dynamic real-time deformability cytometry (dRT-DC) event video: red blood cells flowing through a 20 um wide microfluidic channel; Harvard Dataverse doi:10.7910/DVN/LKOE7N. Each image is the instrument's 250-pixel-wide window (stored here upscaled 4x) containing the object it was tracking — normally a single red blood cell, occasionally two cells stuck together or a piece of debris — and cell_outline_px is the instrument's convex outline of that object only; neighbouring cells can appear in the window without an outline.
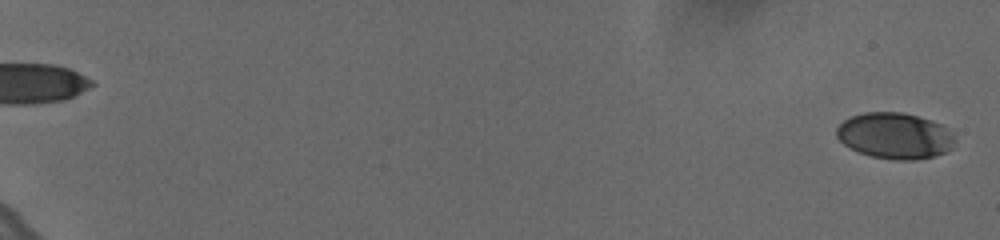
{"species": "human", "species_latin": "Homo sapiens", "temperature_condition": "cold", "stored_images_in_passage": 22, "camera_frame_rate_fps": 3000, "um_per_image_px": 0.085, "donor": {"sex": "female"}, "frame": {"image": 1, "passage_image": 1, "time_ms": 0.0, "image_size_px": [1000, 240], "cell_outline_px": [[956, 136], [952, 148], [936, 156], [916, 160], [896, 160], [872, 156], [848, 148], [836, 136], [836, 128], [844, 120], [852, 116], [864, 112], [904, 112], [932, 120], [948, 128]], "centroid_in_image_um": [76.09, 11.54], "position_along_channel_um": 8.9, "area_um2": 32.02}}
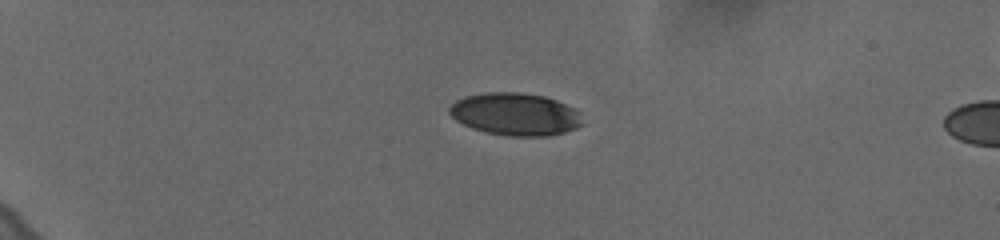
{"frame": {"image": 2, "passage_image": 17, "time_ms": 5.333, "image_size_px": [1000, 240], "cell_outline_px": [[580, 124], [576, 128], [564, 132], [548, 136], [508, 136], [488, 132], [472, 128], [456, 120], [448, 112], [448, 108], [456, 100], [464, 96], [484, 92], [520, 92], [544, 96], [556, 100], [576, 108]], "centroid_in_image_um": [43.76, 9.69], "position_along_channel_um": 41.2, "area_um2": 32.77}}